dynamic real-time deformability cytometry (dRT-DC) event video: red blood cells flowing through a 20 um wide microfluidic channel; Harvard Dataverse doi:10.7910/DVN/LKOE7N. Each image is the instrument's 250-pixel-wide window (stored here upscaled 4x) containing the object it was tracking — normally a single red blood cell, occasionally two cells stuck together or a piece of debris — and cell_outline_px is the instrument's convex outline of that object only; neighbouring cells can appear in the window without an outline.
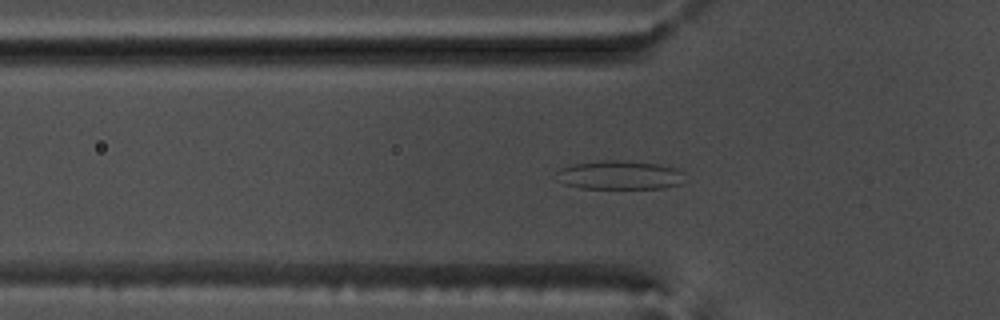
{"species": "common noctule bat (a hibernating species)", "species_latin": "Nyctalus noctula", "temperature_condition": "warm", "stored_images_in_passage": 50, "camera_frame_rate_fps": 3000, "um_per_image_px": 0.085, "animal": {"sex": "male", "body_mass_g": 17.5, "forearm_length_mm": 52.3}, "frame": {"image": 1, "passage_image": 13, "time_ms": 4.0, "image_size_px": [1000, 320], "cell_outline_px": [[680, 184], [664, 188], [580, 188], [564, 184], [556, 172], [560, 168], [572, 164], [600, 160], [616, 160], [660, 164], [676, 168], [680, 172]], "centroid_in_image_um": [52.62, 14.87], "position_along_channel_um": 73.2, "area_um2": 21.21}}
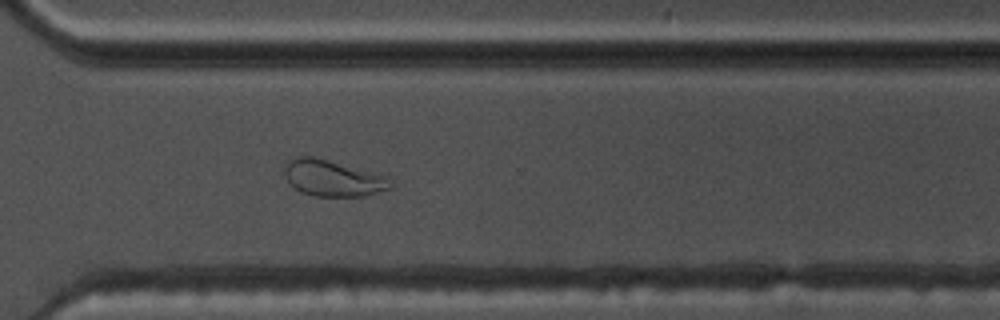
{"frame": {"image": 2, "passage_image": 35, "time_ms": 11.333, "image_size_px": [1000, 320], "cell_outline_px": [[392, 188], [364, 196], [312, 196], [300, 192], [288, 180], [284, 172], [284, 164], [288, 160], [296, 156], [312, 156], [328, 160], [388, 176], [392, 184]], "centroid_in_image_um": [28.28, 15.14], "position_along_channel_um": 342.3, "area_um2": 22.37}}
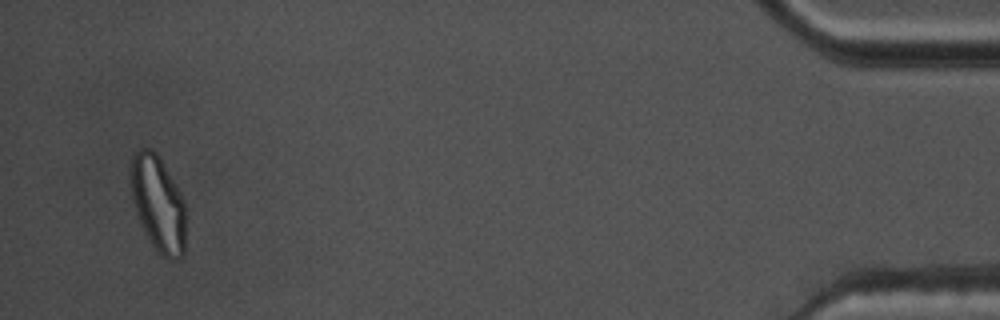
{"frame": {"image": 3, "passage_image": 48, "time_ms": 15.667, "image_size_px": [1000, 320], "cell_outline_px": [[184, 252], [176, 260], [164, 260], [156, 252], [148, 240], [140, 224], [132, 200], [128, 164], [132, 156], [140, 148], [152, 148], [156, 152], [176, 184], [184, 200]], "centroid_in_image_um": [13.39, 17.31], "position_along_channel_um": 421.8, "area_um2": 31.33}, "authors_computed_cell_mechanics": {"area_um2": 22.5998, "velocity_mm_per_s": 3.6703, "shape_relaxation_time_tau1_ms": 7.8647, "shape_relaxation_time_tau2_ms": 1.204, "deformation_change_tau1": 0.2082, "deformation_change_tau2": 0.0717}}